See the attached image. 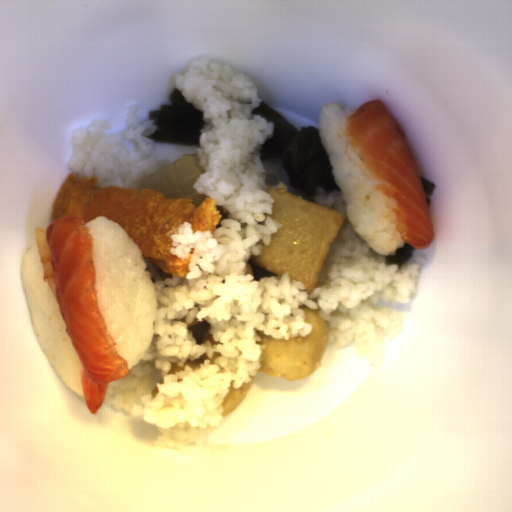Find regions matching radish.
Returning <instances> with one entry per match:
<instances>
[{"instance_id": "obj_1", "label": "radish", "mask_w": 512, "mask_h": 512, "mask_svg": "<svg viewBox=\"0 0 512 512\" xmlns=\"http://www.w3.org/2000/svg\"><path fill=\"white\" fill-rule=\"evenodd\" d=\"M204 169L198 153L185 154L172 164L138 180L140 190H156L166 199L189 198L193 206L205 199L194 185Z\"/></svg>"}]
</instances>
